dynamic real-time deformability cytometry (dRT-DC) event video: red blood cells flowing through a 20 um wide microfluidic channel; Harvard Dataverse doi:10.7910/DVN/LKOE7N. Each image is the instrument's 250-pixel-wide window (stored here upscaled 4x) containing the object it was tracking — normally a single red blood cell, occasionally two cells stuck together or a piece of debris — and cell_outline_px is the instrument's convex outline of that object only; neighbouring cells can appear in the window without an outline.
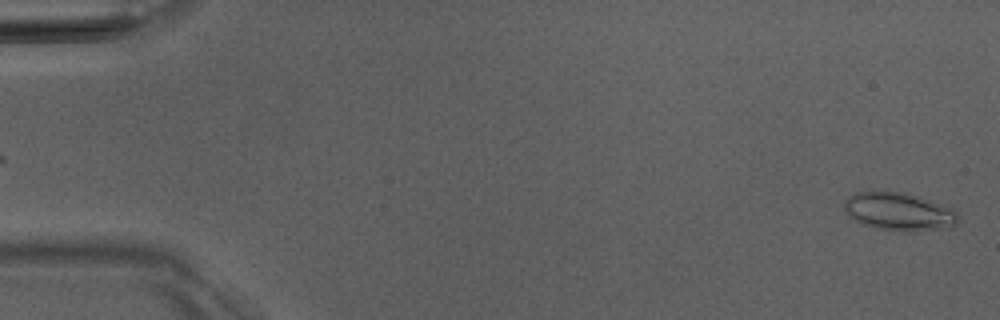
{"species": "Egyptian fruit bat (a non-hibernating species)", "species_latin": "Rousettus aegyptiacus", "temperature_condition": "room temperature", "stored_images_in_passage": 5, "camera_frame_rate_fps": 3000, "um_per_image_px": 0.085, "animal": {"sex": "male"}, "frame": {"image": 1, "passage_image": 5, "time_ms": 5.667, "image_size_px": [1000, 320], "cell_outline_px": [[960, 220], [956, 224], [948, 228], [912, 232], [904, 232], [876, 228], [864, 224], [848, 216], [844, 212], [844, 200], [852, 192], [900, 192], [916, 196], [928, 200], [956, 212], [960, 216]], "centroid_in_image_um": [76.37, 18.01], "position_along_channel_um": 8.6, "area_um2": 25.09}}